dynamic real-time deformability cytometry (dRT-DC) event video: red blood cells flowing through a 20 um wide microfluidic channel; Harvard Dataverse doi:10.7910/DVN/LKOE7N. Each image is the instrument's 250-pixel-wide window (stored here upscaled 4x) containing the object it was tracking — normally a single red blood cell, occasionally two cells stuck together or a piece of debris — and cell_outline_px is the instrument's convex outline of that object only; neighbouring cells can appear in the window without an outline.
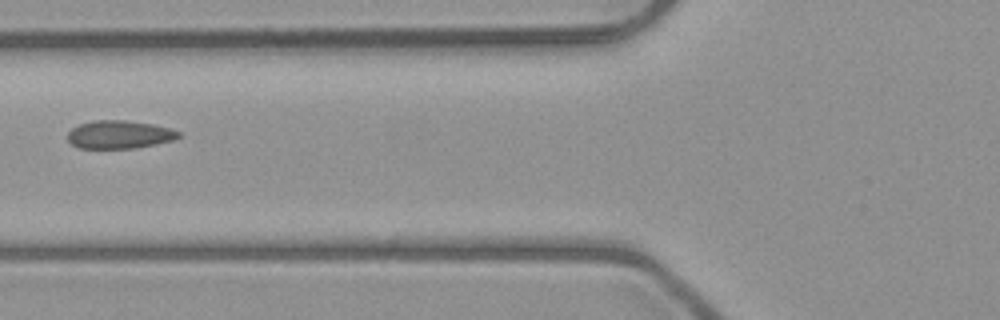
{"species": "common noctule bat (a hibernating species)", "species_latin": "Nyctalus noctula", "temperature_condition": "room temperature", "stored_images_in_passage": 6, "camera_frame_rate_fps": 3000, "um_per_image_px": 0.085, "animal": {"sex": "male", "body_mass_g": 23.1, "forearm_length_mm": 52.7}, "frame": {"image": 1, "passage_image": 6, "time_ms": 6.333, "image_size_px": [1000, 320], "cell_outline_px": [[184, 136], [172, 140], [136, 148], [80, 148], [72, 144], [68, 140], [68, 132], [72, 128], [80, 124], [92, 120], [128, 120], [152, 124], [168, 128], [180, 132]], "centroid_in_image_um": [10.15, 11.43], "position_along_channel_um": 115.6, "area_um2": 18.15}}